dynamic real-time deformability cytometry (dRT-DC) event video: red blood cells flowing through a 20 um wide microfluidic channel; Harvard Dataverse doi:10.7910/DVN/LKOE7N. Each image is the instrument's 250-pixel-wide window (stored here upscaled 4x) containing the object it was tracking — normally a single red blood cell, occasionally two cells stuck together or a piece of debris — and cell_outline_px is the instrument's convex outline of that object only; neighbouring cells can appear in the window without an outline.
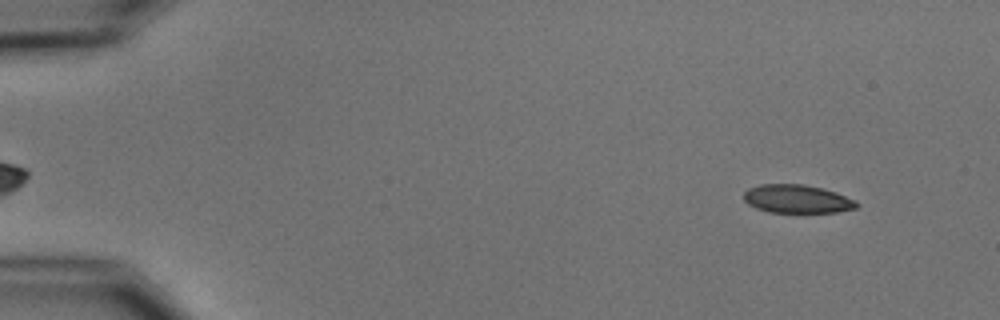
{"species": "common noctule bat (a hibernating species)", "species_latin": "Nyctalus noctula", "temperature_condition": "cold", "stored_images_in_passage": 6, "camera_frame_rate_fps": 3000, "um_per_image_px": 0.085, "animal": {"sex": "male", "body_mass_g": 15.6}, "frame": {"image": 1, "passage_image": 1, "time_ms": 0.0, "image_size_px": [1000, 320], "cell_outline_px": [[860, 204], [856, 208], [836, 212], [768, 212], [756, 208], [748, 204], [744, 200], [744, 192], [748, 188], [760, 184], [804, 184], [824, 188], [836, 192], [856, 200]], "centroid_in_image_um": [67.76, 16.9], "position_along_channel_um": 17.2, "area_um2": 18.79}}